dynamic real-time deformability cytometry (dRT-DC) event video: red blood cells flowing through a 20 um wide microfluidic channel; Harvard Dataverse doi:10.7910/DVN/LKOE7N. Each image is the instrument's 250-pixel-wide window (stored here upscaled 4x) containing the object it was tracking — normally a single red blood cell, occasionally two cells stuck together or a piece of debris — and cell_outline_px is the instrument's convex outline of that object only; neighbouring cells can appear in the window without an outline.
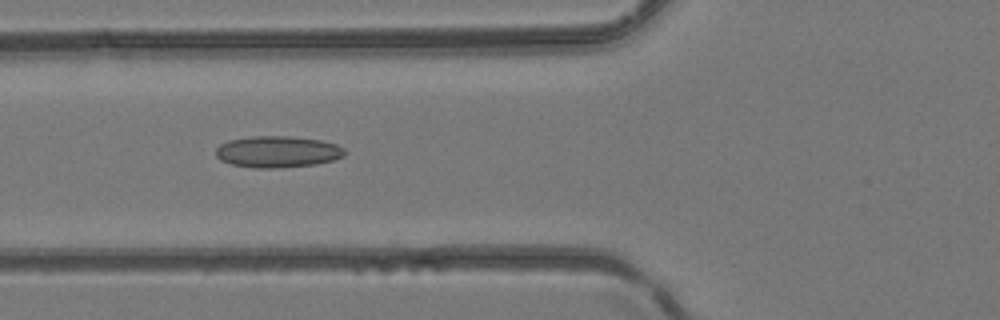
{"species": "common noctule bat (a hibernating species)", "species_latin": "Nyctalus noctula", "temperature_condition": "room temperature", "stored_images_in_passage": 6, "camera_frame_rate_fps": 3000, "um_per_image_px": 0.085, "animal": {"sex": "female", "body_mass_g": 24.6, "forearm_length_mm": 56.2}, "frame": {"image": 1, "passage_image": 6, "time_ms": 1.667, "image_size_px": [1000, 320], "cell_outline_px": [[344, 156], [332, 160], [316, 164], [280, 168], [252, 168], [232, 164], [220, 160], [216, 156], [216, 148], [220, 144], [228, 140], [252, 136], [288, 136], [320, 140], [336, 144], [344, 148]], "centroid_in_image_um": [23.57, 12.9], "position_along_channel_um": 102.2, "area_um2": 23.7}}